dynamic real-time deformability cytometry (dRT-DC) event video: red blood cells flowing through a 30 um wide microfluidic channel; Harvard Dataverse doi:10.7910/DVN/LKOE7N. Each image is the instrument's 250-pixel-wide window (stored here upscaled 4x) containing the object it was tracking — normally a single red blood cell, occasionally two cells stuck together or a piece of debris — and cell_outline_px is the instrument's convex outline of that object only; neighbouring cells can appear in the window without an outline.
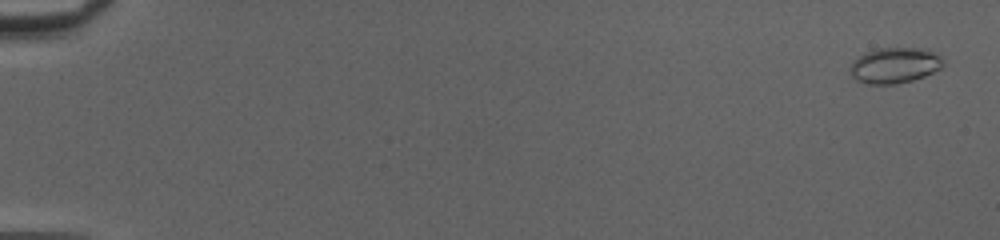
{"species": "common noctule bat (a hibernating species)", "species_latin": "Nyctalus noctula", "temperature_condition": "cold", "stored_images_in_passage": 52, "camera_frame_rate_fps": 3000, "um_per_image_px": 0.085, "animal": {"sex": "female", "body_mass_g": 20.0, "forearm_length_mm": 54.0}, "frame": {"image": 1, "passage_image": 2, "time_ms": 0.333, "image_size_px": [1000, 240], "cell_outline_px": [[944, 64], [940, 68], [924, 76], [912, 80], [896, 84], [864, 84], [856, 80], [852, 76], [848, 68], [852, 60], [864, 52], [876, 48], [928, 48], [940, 56], [944, 60]], "centroid_in_image_um": [76.01, 5.54], "position_along_channel_um": 9.0, "area_um2": 19.71}}
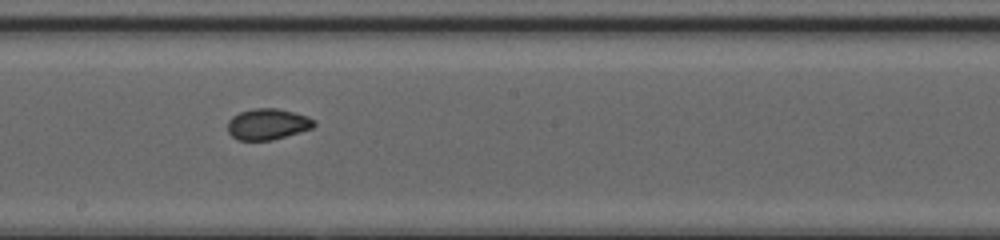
{"frame": {"image": 2, "passage_image": 31, "time_ms": 10.0, "image_size_px": [1000, 240], "cell_outline_px": [[316, 124], [312, 128], [272, 140], [236, 140], [228, 132], [228, 120], [232, 116], [240, 112], [252, 108], [276, 108], [308, 116], [316, 120]], "centroid_in_image_um": [22.74, 10.55], "position_along_channel_um": 225.5, "area_um2": 15.66}}
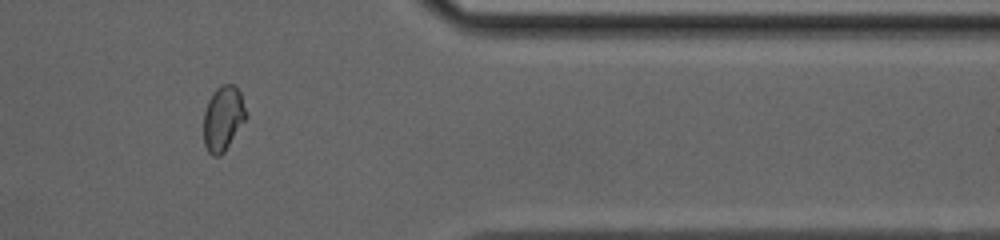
{"frame": {"image": 3, "passage_image": 44, "time_ms": 14.333, "image_size_px": [1000, 240], "cell_outline_px": [[248, 116], [224, 152], [220, 156], [212, 156], [208, 152], [204, 144], [204, 112], [208, 100], [216, 88], [220, 84], [232, 84], [240, 92]], "centroid_in_image_um": [18.96, 10.06], "position_along_channel_um": 392.4, "area_um2": 16.07}, "authors_computed_cell_mechanics": {"area_um2": 16.3863, "velocity_mm_per_s": 4.1705, "shape_relaxation_time_tau1_ms": null, "shape_relaxation_time_tau2_ms": 0.7404, "deformation_change_tau1": null, "deformation_change_tau2": 0.0416}}